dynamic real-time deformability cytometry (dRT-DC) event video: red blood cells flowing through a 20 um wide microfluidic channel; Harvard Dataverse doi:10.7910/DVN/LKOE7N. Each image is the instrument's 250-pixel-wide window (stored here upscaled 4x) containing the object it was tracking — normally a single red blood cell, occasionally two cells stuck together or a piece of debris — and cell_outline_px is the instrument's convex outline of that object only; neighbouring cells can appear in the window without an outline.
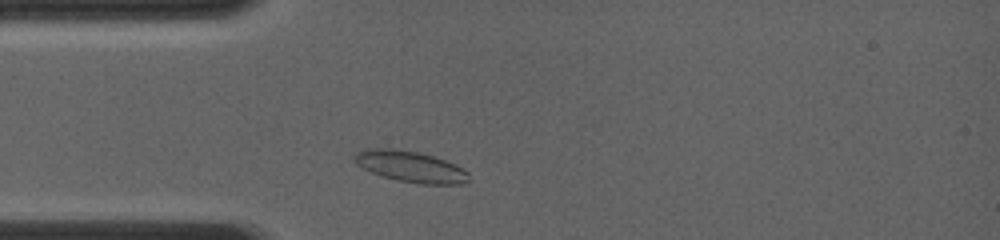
{"species": "common noctule bat (a hibernating species)", "species_latin": "Nyctalus noctula", "temperature_condition": "room temperature", "stored_images_in_passage": 7, "camera_frame_rate_fps": 4000, "um_per_image_px": 0.085, "animal": {"sex": "female", "body_mass_g": 19.0, "forearm_length_mm": 56.7}, "frame": {"image": 1, "passage_image": 2, "time_ms": 0.75, "image_size_px": [1000, 240], "cell_outline_px": [[472, 180], [464, 184], [420, 184], [380, 176], [356, 164], [352, 160], [352, 156], [356, 152], [368, 148], [392, 148], [416, 152], [432, 156], [456, 164], [468, 172]], "centroid_in_image_um": [34.9, 14.16], "position_along_channel_um": 50.1, "area_um2": 20.87}}
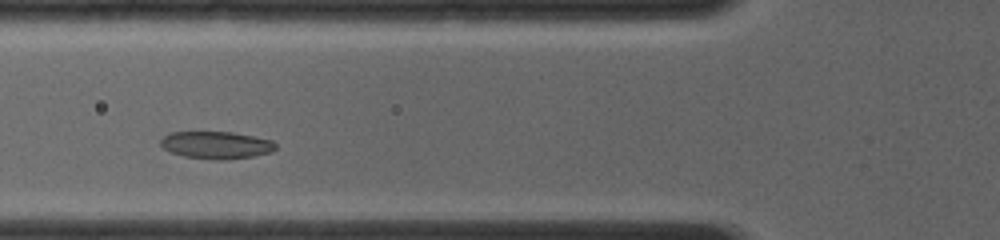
{"frame": {"image": 2, "passage_image": 5, "time_ms": 2.25, "image_size_px": [1000, 240], "cell_outline_px": [[276, 148], [272, 152], [252, 156], [220, 160], [216, 160], [184, 156], [172, 152], [164, 148], [160, 144], [160, 140], [168, 132], [232, 132], [272, 140], [276, 144]], "centroid_in_image_um": [18.38, 12.32], "position_along_channel_um": 107.4, "area_um2": 18.21}}
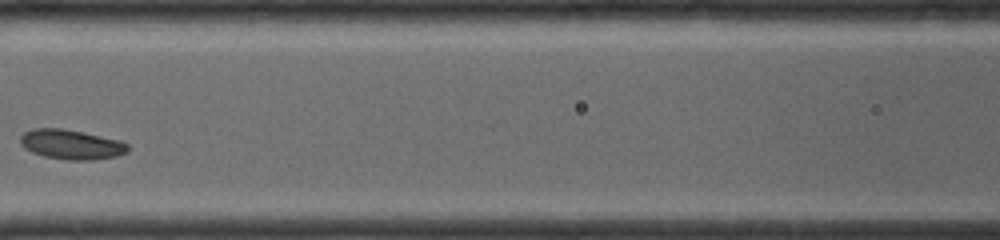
{"frame": {"image": 3, "passage_image": 7, "time_ms": 3.5, "image_size_px": [1000, 240], "cell_outline_px": [[128, 152], [116, 156], [92, 160], [64, 160], [44, 156], [32, 152], [24, 148], [20, 144], [20, 136], [24, 132], [32, 128], [60, 128], [84, 132], [120, 140], [128, 144]], "centroid_in_image_um": [6.04, 12.28], "position_along_channel_um": 160.6, "area_um2": 18.79}}